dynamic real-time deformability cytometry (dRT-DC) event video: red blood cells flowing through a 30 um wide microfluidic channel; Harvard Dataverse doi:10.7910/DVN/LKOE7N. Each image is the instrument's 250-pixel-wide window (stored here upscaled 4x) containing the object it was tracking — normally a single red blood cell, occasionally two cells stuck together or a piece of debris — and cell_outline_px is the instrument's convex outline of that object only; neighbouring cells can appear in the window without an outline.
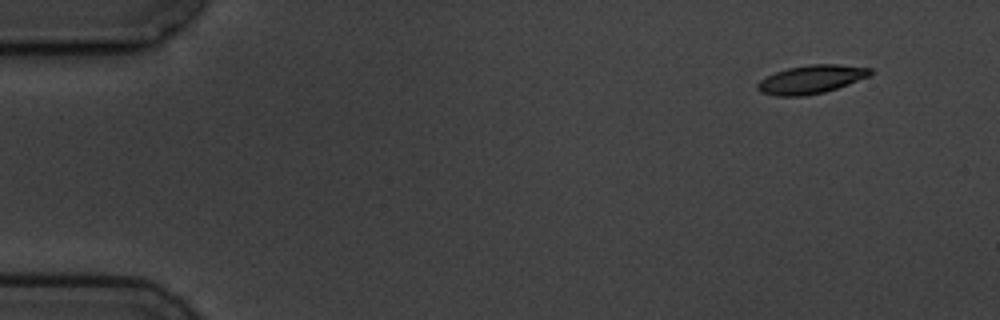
{"species": "common noctule bat (a hibernating species)", "species_latin": "Nyctalus noctula", "temperature_condition": "cold", "stored_images_in_passage": 4, "camera_frame_rate_fps": 3000, "um_per_image_px": 0.085, "animal": {"sex": "male", "body_mass_g": 19.5, "forearm_length_mm": 54.6}, "frame": {"image": 1, "passage_image": 1, "time_ms": 0.0, "image_size_px": [1000, 320], "cell_outline_px": [[872, 72], [868, 76], [848, 84], [824, 92], [804, 96], [776, 96], [760, 92], [756, 88], [756, 84], [760, 80], [776, 72], [788, 68], [808, 64], [840, 64], [872, 68]], "centroid_in_image_um": [68.93, 6.74], "position_along_channel_um": 16.1, "area_um2": 18.61}}